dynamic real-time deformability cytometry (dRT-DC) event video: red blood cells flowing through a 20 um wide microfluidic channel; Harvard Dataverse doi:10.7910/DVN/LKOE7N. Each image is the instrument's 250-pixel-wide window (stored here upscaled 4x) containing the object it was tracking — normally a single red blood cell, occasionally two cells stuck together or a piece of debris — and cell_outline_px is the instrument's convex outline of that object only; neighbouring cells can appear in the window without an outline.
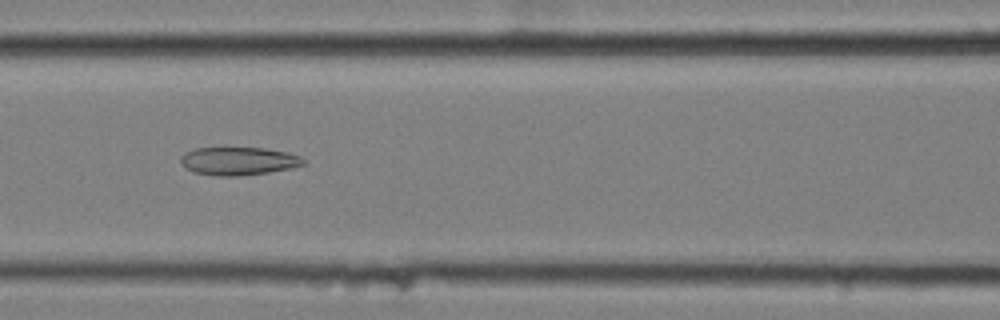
{"species": "common noctule bat (a hibernating species)", "species_latin": "Nyctalus noctula", "temperature_condition": "cold", "stored_images_in_passage": 58, "camera_frame_rate_fps": 3000, "um_per_image_px": 0.085, "animal": {"sex": "female", "body_mass_g": 25.1}, "frame": {"image": 1, "passage_image": 25, "time_ms": 8.0, "image_size_px": [1000, 320], "cell_outline_px": [[308, 160], [304, 164], [288, 168], [268, 172], [236, 176], [216, 176], [192, 172], [180, 160], [180, 156], [184, 152], [196, 148], [224, 144], [264, 148], [288, 152], [300, 156]], "centroid_in_image_um": [20.23, 13.62], "position_along_channel_um": 146.4, "area_um2": 20.98}}
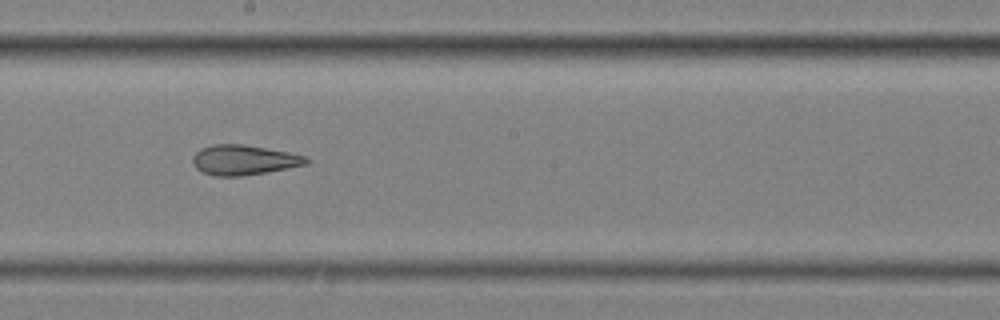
{"frame": {"image": 2, "passage_image": 32, "time_ms": 10.333, "image_size_px": [1000, 320], "cell_outline_px": [[312, 160], [308, 164], [264, 172], [240, 176], [216, 176], [204, 172], [196, 168], [192, 164], [192, 156], [200, 148], [212, 144], [244, 144], [288, 152], [308, 156]], "centroid_in_image_um": [20.73, 13.58], "position_along_channel_um": 227.5, "area_um2": 19.88}}
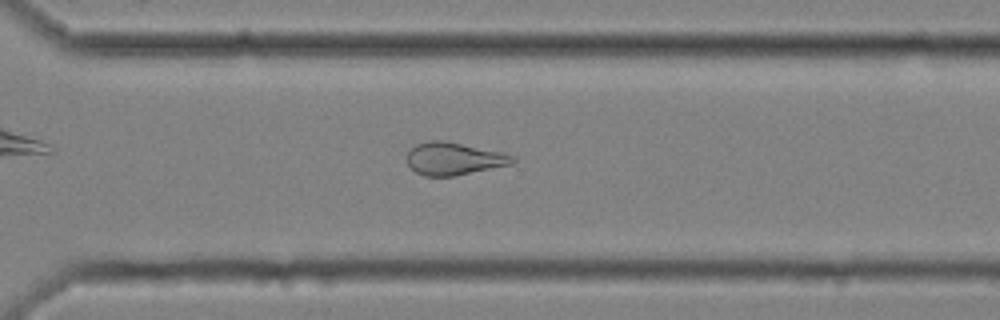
{"frame": {"image": 3, "passage_image": 41, "time_ms": 13.333, "image_size_px": [1000, 320], "cell_outline_px": [[516, 160], [512, 164], [452, 176], [424, 176], [416, 172], [408, 164], [408, 152], [416, 144], [428, 140], [444, 140], [504, 152], [516, 156]], "centroid_in_image_um": [38.61, 13.47], "position_along_channel_um": 332.0, "area_um2": 20.06}, "authors_computed_cell_mechanics": {"area_um2": 24.0448, "velocity_mm_per_s": 3.4849, "shape_relaxation_time_tau1_ms": null, "shape_relaxation_time_tau2_ms": 3.0626, "deformation_change_tau1": null, "deformation_change_tau2": 0.126}}